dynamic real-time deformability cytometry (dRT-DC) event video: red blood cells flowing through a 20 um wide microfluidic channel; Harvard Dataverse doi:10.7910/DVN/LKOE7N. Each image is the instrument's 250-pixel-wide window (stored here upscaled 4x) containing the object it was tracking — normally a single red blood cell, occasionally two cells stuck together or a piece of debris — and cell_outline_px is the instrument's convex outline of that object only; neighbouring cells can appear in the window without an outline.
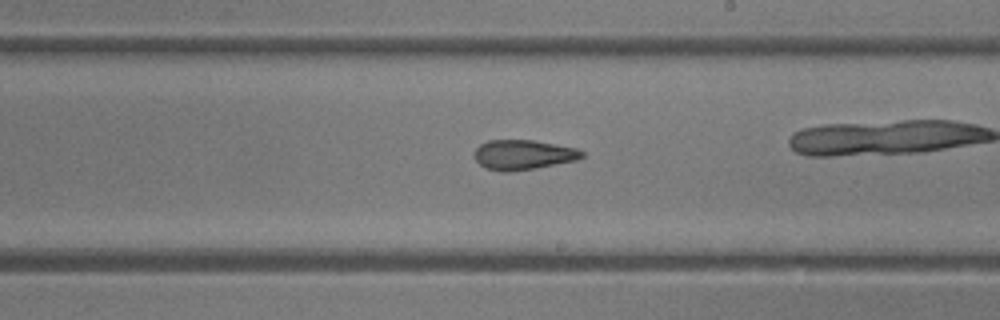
{"species": "common noctule bat (a hibernating species)", "species_latin": "Nyctalus noctula", "temperature_condition": "room temperature", "stored_images_in_passage": 32, "camera_frame_rate_fps": 3000, "um_per_image_px": 0.085, "animal": {"sex": "female"}, "frame": {"image": 1, "passage_image": 23, "time_ms": 7.333, "image_size_px": [1000, 320], "cell_outline_px": [[584, 156], [576, 160], [536, 168], [508, 172], [504, 172], [488, 168], [480, 164], [476, 160], [476, 148], [480, 144], [488, 140], [532, 140], [556, 144], [576, 148], [584, 152]], "centroid_in_image_um": [44.5, 13.15], "position_along_channel_um": 244.5, "area_um2": 18.5}}
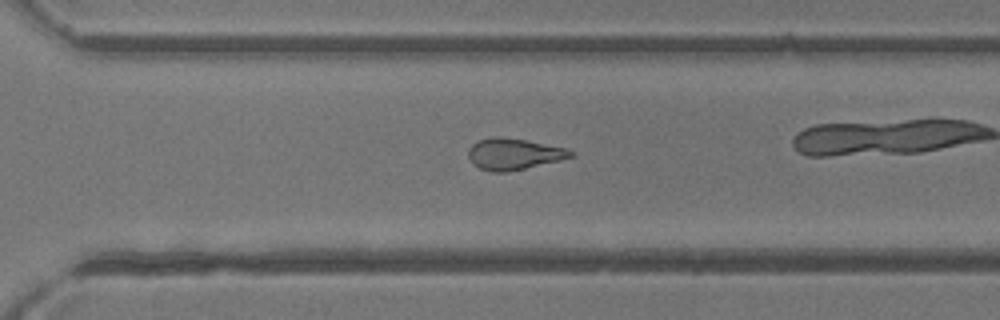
{"frame": {"image": 2, "passage_image": 28, "time_ms": 9.0, "image_size_px": [1000, 320], "cell_outline_px": [[576, 152], [572, 156], [560, 160], [508, 172], [492, 172], [480, 168], [472, 164], [468, 156], [468, 148], [476, 140], [492, 136], [500, 136], [524, 140], [568, 148]], "centroid_in_image_um": [43.64, 13.08], "position_along_channel_um": 327.0, "area_um2": 18.84}}